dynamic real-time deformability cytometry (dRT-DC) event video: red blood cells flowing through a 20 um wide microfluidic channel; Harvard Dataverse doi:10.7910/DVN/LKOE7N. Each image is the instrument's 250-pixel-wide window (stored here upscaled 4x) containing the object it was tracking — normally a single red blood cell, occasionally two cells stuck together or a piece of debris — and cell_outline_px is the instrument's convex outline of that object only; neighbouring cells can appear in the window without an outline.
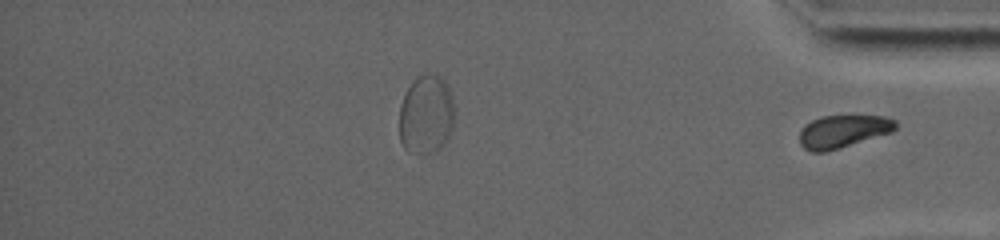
{"species": "common noctule bat (a hibernating species)", "species_latin": "Nyctalus noctula", "temperature_condition": "warm", "stored_images_in_passage": 64, "segment_of_instrument_passage": [2, 2], "camera_frame_rate_fps": 5000, "um_per_image_px": 0.085, "animal": {"sex": "female", "body_mass_g": 19.0, "forearm_length_mm": 53.3}, "frame": {"image": 1, "passage_image": 64, "time_ms": 12.6, "image_size_px": [1000, 240], "cell_outline_px": [[896, 128], [892, 132], [824, 152], [812, 152], [804, 148], [800, 144], [800, 128], [804, 124], [820, 116], [884, 116], [896, 120]], "centroid_in_image_um": [71.62, 11.15], "position_along_channel_um": 363.6, "area_um2": 18.21}}